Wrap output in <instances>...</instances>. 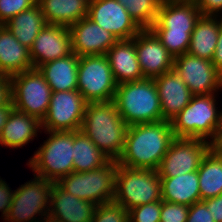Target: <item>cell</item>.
I'll list each match as a JSON object with an SVG mask.
<instances>
[{"instance_id": "obj_1", "label": "cell", "mask_w": 222, "mask_h": 222, "mask_svg": "<svg viewBox=\"0 0 222 222\" xmlns=\"http://www.w3.org/2000/svg\"><path fill=\"white\" fill-rule=\"evenodd\" d=\"M174 138L171 122L167 120L130 125L117 163L128 168L157 170Z\"/></svg>"}, {"instance_id": "obj_2", "label": "cell", "mask_w": 222, "mask_h": 222, "mask_svg": "<svg viewBox=\"0 0 222 222\" xmlns=\"http://www.w3.org/2000/svg\"><path fill=\"white\" fill-rule=\"evenodd\" d=\"M201 15L193 0H162L150 30L176 57L188 52L191 34Z\"/></svg>"}, {"instance_id": "obj_3", "label": "cell", "mask_w": 222, "mask_h": 222, "mask_svg": "<svg viewBox=\"0 0 222 222\" xmlns=\"http://www.w3.org/2000/svg\"><path fill=\"white\" fill-rule=\"evenodd\" d=\"M127 128L113 101L86 104L81 131L110 160L121 157Z\"/></svg>"}, {"instance_id": "obj_4", "label": "cell", "mask_w": 222, "mask_h": 222, "mask_svg": "<svg viewBox=\"0 0 222 222\" xmlns=\"http://www.w3.org/2000/svg\"><path fill=\"white\" fill-rule=\"evenodd\" d=\"M216 96L215 93L193 95L189 104L170 121L174 136L199 138L214 145L222 129V110L216 107Z\"/></svg>"}, {"instance_id": "obj_5", "label": "cell", "mask_w": 222, "mask_h": 222, "mask_svg": "<svg viewBox=\"0 0 222 222\" xmlns=\"http://www.w3.org/2000/svg\"><path fill=\"white\" fill-rule=\"evenodd\" d=\"M113 102L128 126L162 120L160 99L154 79L144 78L117 85Z\"/></svg>"}, {"instance_id": "obj_6", "label": "cell", "mask_w": 222, "mask_h": 222, "mask_svg": "<svg viewBox=\"0 0 222 222\" xmlns=\"http://www.w3.org/2000/svg\"><path fill=\"white\" fill-rule=\"evenodd\" d=\"M48 138L29 158L27 165L34 175L57 182L74 172L73 131H44Z\"/></svg>"}, {"instance_id": "obj_7", "label": "cell", "mask_w": 222, "mask_h": 222, "mask_svg": "<svg viewBox=\"0 0 222 222\" xmlns=\"http://www.w3.org/2000/svg\"><path fill=\"white\" fill-rule=\"evenodd\" d=\"M162 201V183L157 170L128 168L117 164L114 202L131 209Z\"/></svg>"}, {"instance_id": "obj_8", "label": "cell", "mask_w": 222, "mask_h": 222, "mask_svg": "<svg viewBox=\"0 0 222 222\" xmlns=\"http://www.w3.org/2000/svg\"><path fill=\"white\" fill-rule=\"evenodd\" d=\"M117 164L116 160H111L108 164L88 172H72L56 183L75 197L96 205L113 202Z\"/></svg>"}, {"instance_id": "obj_9", "label": "cell", "mask_w": 222, "mask_h": 222, "mask_svg": "<svg viewBox=\"0 0 222 222\" xmlns=\"http://www.w3.org/2000/svg\"><path fill=\"white\" fill-rule=\"evenodd\" d=\"M33 176L15 189L12 204L3 221L48 222L50 192L54 182Z\"/></svg>"}, {"instance_id": "obj_10", "label": "cell", "mask_w": 222, "mask_h": 222, "mask_svg": "<svg viewBox=\"0 0 222 222\" xmlns=\"http://www.w3.org/2000/svg\"><path fill=\"white\" fill-rule=\"evenodd\" d=\"M116 89L106 54L79 57L77 90L87 103L113 101Z\"/></svg>"}, {"instance_id": "obj_11", "label": "cell", "mask_w": 222, "mask_h": 222, "mask_svg": "<svg viewBox=\"0 0 222 222\" xmlns=\"http://www.w3.org/2000/svg\"><path fill=\"white\" fill-rule=\"evenodd\" d=\"M13 107L42 121L47 113L52 90L38 69L10 77Z\"/></svg>"}, {"instance_id": "obj_12", "label": "cell", "mask_w": 222, "mask_h": 222, "mask_svg": "<svg viewBox=\"0 0 222 222\" xmlns=\"http://www.w3.org/2000/svg\"><path fill=\"white\" fill-rule=\"evenodd\" d=\"M213 146L199 138L175 137L157 169L159 177H175L197 171Z\"/></svg>"}, {"instance_id": "obj_13", "label": "cell", "mask_w": 222, "mask_h": 222, "mask_svg": "<svg viewBox=\"0 0 222 222\" xmlns=\"http://www.w3.org/2000/svg\"><path fill=\"white\" fill-rule=\"evenodd\" d=\"M87 102L77 90L52 92L42 131L81 130Z\"/></svg>"}, {"instance_id": "obj_14", "label": "cell", "mask_w": 222, "mask_h": 222, "mask_svg": "<svg viewBox=\"0 0 222 222\" xmlns=\"http://www.w3.org/2000/svg\"><path fill=\"white\" fill-rule=\"evenodd\" d=\"M173 70L193 95L214 94L222 89V75L206 59L188 53L178 55L174 57Z\"/></svg>"}, {"instance_id": "obj_15", "label": "cell", "mask_w": 222, "mask_h": 222, "mask_svg": "<svg viewBox=\"0 0 222 222\" xmlns=\"http://www.w3.org/2000/svg\"><path fill=\"white\" fill-rule=\"evenodd\" d=\"M87 17L117 40L132 39L142 30L116 0H90Z\"/></svg>"}, {"instance_id": "obj_16", "label": "cell", "mask_w": 222, "mask_h": 222, "mask_svg": "<svg viewBox=\"0 0 222 222\" xmlns=\"http://www.w3.org/2000/svg\"><path fill=\"white\" fill-rule=\"evenodd\" d=\"M135 47L143 78L155 79L173 70L174 56L150 29H143L135 35Z\"/></svg>"}, {"instance_id": "obj_17", "label": "cell", "mask_w": 222, "mask_h": 222, "mask_svg": "<svg viewBox=\"0 0 222 222\" xmlns=\"http://www.w3.org/2000/svg\"><path fill=\"white\" fill-rule=\"evenodd\" d=\"M71 53L70 31L63 25L46 24L30 48V58L35 69Z\"/></svg>"}, {"instance_id": "obj_18", "label": "cell", "mask_w": 222, "mask_h": 222, "mask_svg": "<svg viewBox=\"0 0 222 222\" xmlns=\"http://www.w3.org/2000/svg\"><path fill=\"white\" fill-rule=\"evenodd\" d=\"M69 28L72 52L80 56L104 55L118 40L111 33L85 17Z\"/></svg>"}, {"instance_id": "obj_19", "label": "cell", "mask_w": 222, "mask_h": 222, "mask_svg": "<svg viewBox=\"0 0 222 222\" xmlns=\"http://www.w3.org/2000/svg\"><path fill=\"white\" fill-rule=\"evenodd\" d=\"M96 206L66 192L54 182L50 192L48 222H92Z\"/></svg>"}, {"instance_id": "obj_20", "label": "cell", "mask_w": 222, "mask_h": 222, "mask_svg": "<svg viewBox=\"0 0 222 222\" xmlns=\"http://www.w3.org/2000/svg\"><path fill=\"white\" fill-rule=\"evenodd\" d=\"M154 82L160 99L162 120L171 121L189 104L193 94L174 70L156 77Z\"/></svg>"}, {"instance_id": "obj_21", "label": "cell", "mask_w": 222, "mask_h": 222, "mask_svg": "<svg viewBox=\"0 0 222 222\" xmlns=\"http://www.w3.org/2000/svg\"><path fill=\"white\" fill-rule=\"evenodd\" d=\"M106 56L117 85L144 79L137 59L135 36L118 40L108 49Z\"/></svg>"}, {"instance_id": "obj_22", "label": "cell", "mask_w": 222, "mask_h": 222, "mask_svg": "<svg viewBox=\"0 0 222 222\" xmlns=\"http://www.w3.org/2000/svg\"><path fill=\"white\" fill-rule=\"evenodd\" d=\"M41 121L13 108L0 135V145L5 148H21L42 132Z\"/></svg>"}, {"instance_id": "obj_23", "label": "cell", "mask_w": 222, "mask_h": 222, "mask_svg": "<svg viewBox=\"0 0 222 222\" xmlns=\"http://www.w3.org/2000/svg\"><path fill=\"white\" fill-rule=\"evenodd\" d=\"M33 69L30 49L23 46L7 27L0 25V75L11 77Z\"/></svg>"}, {"instance_id": "obj_24", "label": "cell", "mask_w": 222, "mask_h": 222, "mask_svg": "<svg viewBox=\"0 0 222 222\" xmlns=\"http://www.w3.org/2000/svg\"><path fill=\"white\" fill-rule=\"evenodd\" d=\"M79 56L72 52L66 57L47 62L37 69L46 79L52 92L77 89Z\"/></svg>"}, {"instance_id": "obj_25", "label": "cell", "mask_w": 222, "mask_h": 222, "mask_svg": "<svg viewBox=\"0 0 222 222\" xmlns=\"http://www.w3.org/2000/svg\"><path fill=\"white\" fill-rule=\"evenodd\" d=\"M222 16L201 15L191 34L188 54L211 61L217 45Z\"/></svg>"}, {"instance_id": "obj_26", "label": "cell", "mask_w": 222, "mask_h": 222, "mask_svg": "<svg viewBox=\"0 0 222 222\" xmlns=\"http://www.w3.org/2000/svg\"><path fill=\"white\" fill-rule=\"evenodd\" d=\"M90 0H38L47 24L70 27L88 16Z\"/></svg>"}, {"instance_id": "obj_27", "label": "cell", "mask_w": 222, "mask_h": 222, "mask_svg": "<svg viewBox=\"0 0 222 222\" xmlns=\"http://www.w3.org/2000/svg\"><path fill=\"white\" fill-rule=\"evenodd\" d=\"M160 179L163 201L187 206L201 201L198 171Z\"/></svg>"}, {"instance_id": "obj_28", "label": "cell", "mask_w": 222, "mask_h": 222, "mask_svg": "<svg viewBox=\"0 0 222 222\" xmlns=\"http://www.w3.org/2000/svg\"><path fill=\"white\" fill-rule=\"evenodd\" d=\"M197 171L201 201L222 194V150L213 146Z\"/></svg>"}, {"instance_id": "obj_29", "label": "cell", "mask_w": 222, "mask_h": 222, "mask_svg": "<svg viewBox=\"0 0 222 222\" xmlns=\"http://www.w3.org/2000/svg\"><path fill=\"white\" fill-rule=\"evenodd\" d=\"M46 24L44 15L37 3L32 8L11 18L4 26L9 29L12 35L16 37L23 46L30 49L35 38Z\"/></svg>"}, {"instance_id": "obj_30", "label": "cell", "mask_w": 222, "mask_h": 222, "mask_svg": "<svg viewBox=\"0 0 222 222\" xmlns=\"http://www.w3.org/2000/svg\"><path fill=\"white\" fill-rule=\"evenodd\" d=\"M72 156L74 172H88L111 161L81 130L73 131Z\"/></svg>"}, {"instance_id": "obj_31", "label": "cell", "mask_w": 222, "mask_h": 222, "mask_svg": "<svg viewBox=\"0 0 222 222\" xmlns=\"http://www.w3.org/2000/svg\"><path fill=\"white\" fill-rule=\"evenodd\" d=\"M123 5L135 23L143 30L156 21L162 0H116Z\"/></svg>"}, {"instance_id": "obj_32", "label": "cell", "mask_w": 222, "mask_h": 222, "mask_svg": "<svg viewBox=\"0 0 222 222\" xmlns=\"http://www.w3.org/2000/svg\"><path fill=\"white\" fill-rule=\"evenodd\" d=\"M92 222H129V211L114 201L100 204L96 206Z\"/></svg>"}, {"instance_id": "obj_33", "label": "cell", "mask_w": 222, "mask_h": 222, "mask_svg": "<svg viewBox=\"0 0 222 222\" xmlns=\"http://www.w3.org/2000/svg\"><path fill=\"white\" fill-rule=\"evenodd\" d=\"M161 201L142 204L129 211V222H160Z\"/></svg>"}, {"instance_id": "obj_34", "label": "cell", "mask_w": 222, "mask_h": 222, "mask_svg": "<svg viewBox=\"0 0 222 222\" xmlns=\"http://www.w3.org/2000/svg\"><path fill=\"white\" fill-rule=\"evenodd\" d=\"M38 0H0V24H6L17 14L32 8Z\"/></svg>"}, {"instance_id": "obj_35", "label": "cell", "mask_w": 222, "mask_h": 222, "mask_svg": "<svg viewBox=\"0 0 222 222\" xmlns=\"http://www.w3.org/2000/svg\"><path fill=\"white\" fill-rule=\"evenodd\" d=\"M189 206L161 201L160 222H187Z\"/></svg>"}, {"instance_id": "obj_36", "label": "cell", "mask_w": 222, "mask_h": 222, "mask_svg": "<svg viewBox=\"0 0 222 222\" xmlns=\"http://www.w3.org/2000/svg\"><path fill=\"white\" fill-rule=\"evenodd\" d=\"M187 222H215L211 212H209L203 201L189 206Z\"/></svg>"}, {"instance_id": "obj_37", "label": "cell", "mask_w": 222, "mask_h": 222, "mask_svg": "<svg viewBox=\"0 0 222 222\" xmlns=\"http://www.w3.org/2000/svg\"><path fill=\"white\" fill-rule=\"evenodd\" d=\"M15 190H11L9 184L0 177V211L1 217L4 220L6 217L8 210L12 204V199Z\"/></svg>"}, {"instance_id": "obj_38", "label": "cell", "mask_w": 222, "mask_h": 222, "mask_svg": "<svg viewBox=\"0 0 222 222\" xmlns=\"http://www.w3.org/2000/svg\"><path fill=\"white\" fill-rule=\"evenodd\" d=\"M202 15H222V0H193Z\"/></svg>"}, {"instance_id": "obj_39", "label": "cell", "mask_w": 222, "mask_h": 222, "mask_svg": "<svg viewBox=\"0 0 222 222\" xmlns=\"http://www.w3.org/2000/svg\"><path fill=\"white\" fill-rule=\"evenodd\" d=\"M215 222H222V194L203 200Z\"/></svg>"}, {"instance_id": "obj_40", "label": "cell", "mask_w": 222, "mask_h": 222, "mask_svg": "<svg viewBox=\"0 0 222 222\" xmlns=\"http://www.w3.org/2000/svg\"><path fill=\"white\" fill-rule=\"evenodd\" d=\"M11 101V80L10 77L0 75V106Z\"/></svg>"}, {"instance_id": "obj_41", "label": "cell", "mask_w": 222, "mask_h": 222, "mask_svg": "<svg viewBox=\"0 0 222 222\" xmlns=\"http://www.w3.org/2000/svg\"><path fill=\"white\" fill-rule=\"evenodd\" d=\"M211 62L215 66L216 70L222 75V24L220 27L217 45Z\"/></svg>"}, {"instance_id": "obj_42", "label": "cell", "mask_w": 222, "mask_h": 222, "mask_svg": "<svg viewBox=\"0 0 222 222\" xmlns=\"http://www.w3.org/2000/svg\"><path fill=\"white\" fill-rule=\"evenodd\" d=\"M13 108L14 107L12 100L8 104L0 106V135L2 133L4 125L6 124L8 116Z\"/></svg>"}, {"instance_id": "obj_43", "label": "cell", "mask_w": 222, "mask_h": 222, "mask_svg": "<svg viewBox=\"0 0 222 222\" xmlns=\"http://www.w3.org/2000/svg\"><path fill=\"white\" fill-rule=\"evenodd\" d=\"M214 147L219 149V150H222V129H221V132H220L218 140L214 144Z\"/></svg>"}]
</instances>
